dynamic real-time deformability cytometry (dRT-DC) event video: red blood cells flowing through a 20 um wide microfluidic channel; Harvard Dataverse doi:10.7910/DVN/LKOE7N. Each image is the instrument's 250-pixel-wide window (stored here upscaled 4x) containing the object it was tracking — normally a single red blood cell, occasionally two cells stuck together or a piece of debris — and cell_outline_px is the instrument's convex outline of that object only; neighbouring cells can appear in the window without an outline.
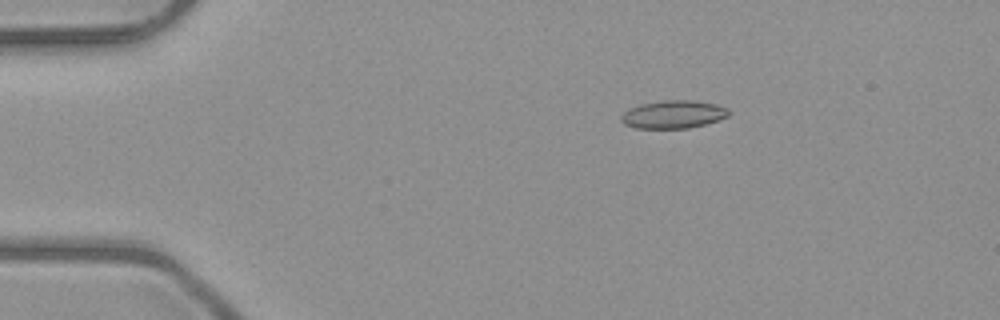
{"species": "common noctule bat (a hibernating species)", "species_latin": "Nyctalus noctula", "temperature_condition": "room temperature", "stored_images_in_passage": 44, "camera_frame_rate_fps": 3000, "um_per_image_px": 0.085, "animal": {"sex": "male", "body_mass_g": 23.1, "forearm_length_mm": 52.7}, "frame": {"image": 1, "passage_image": 2, "time_ms": 0.333, "image_size_px": [1000, 320], "cell_outline_px": [[728, 116], [704, 124], [688, 128], [636, 128], [624, 124], [620, 120], [620, 116], [628, 108], [644, 104], [668, 100], [692, 100], [716, 104], [728, 108]], "centroid_in_image_um": [57.21, 9.72], "position_along_channel_um": 27.8, "area_um2": 17.28}}
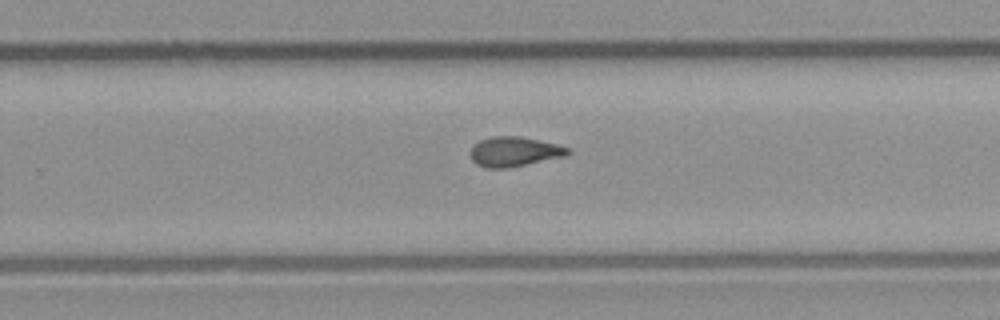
{"frame": {"image": 2, "passage_image": 26, "time_ms": 8.333, "image_size_px": [1000, 320], "cell_outline_px": [[568, 152], [564, 156], [508, 168], [488, 168], [476, 164], [472, 160], [468, 152], [472, 144], [480, 140], [492, 136], [520, 136], [556, 144], [568, 148]], "centroid_in_image_um": [43.61, 12.88], "position_along_channel_um": 286.2, "area_um2": 16.82}}
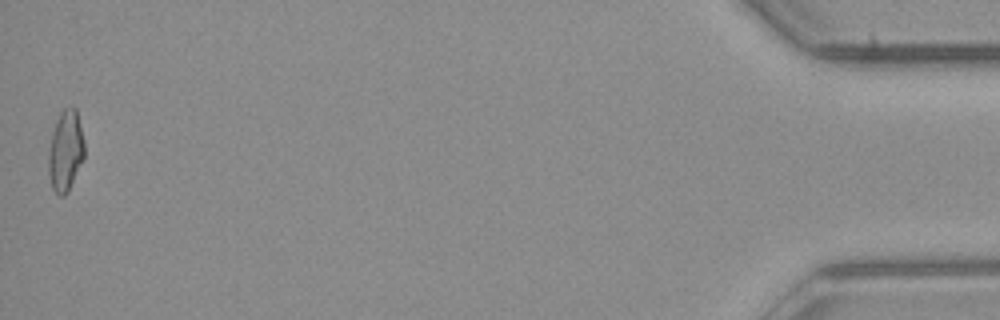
{"frame": {"image": 3, "passage_image": 44, "time_ms": 14.333, "image_size_px": [1000, 320], "cell_outline_px": [[84, 156], [68, 192], [64, 196], [60, 196], [52, 188], [48, 172], [48, 152], [56, 120], [60, 112], [64, 108], [76, 108], [84, 140]], "centroid_in_image_um": [5.56, 12.83], "position_along_channel_um": 429.6, "area_um2": 16.76}, "authors_computed_cell_mechanics": {"area_um2": 16.7042, "velocity_mm_per_s": 4.0505, "shape_relaxation_time_tau1_ms": null, "shape_relaxation_time_tau2_ms": 2.7577, "deformation_change_tau1": null, "deformation_change_tau2": 0.0937}}